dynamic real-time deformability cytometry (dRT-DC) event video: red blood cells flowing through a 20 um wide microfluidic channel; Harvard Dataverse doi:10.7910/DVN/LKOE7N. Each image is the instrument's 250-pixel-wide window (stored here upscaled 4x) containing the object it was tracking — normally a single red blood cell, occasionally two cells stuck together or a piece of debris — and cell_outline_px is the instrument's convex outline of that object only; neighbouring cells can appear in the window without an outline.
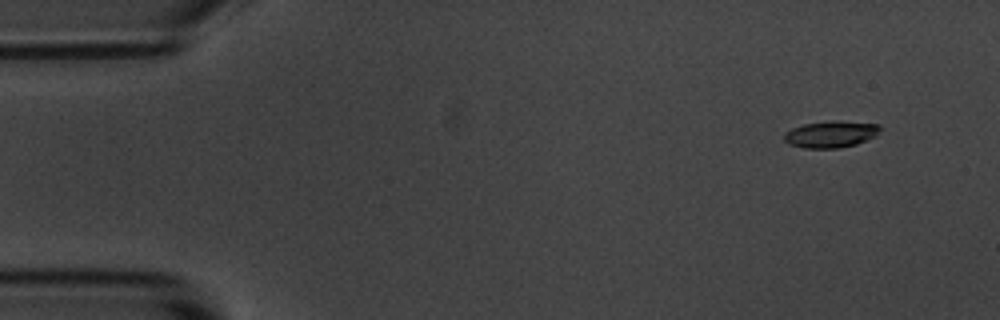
{"species": "common noctule bat (a hibernating species)", "species_latin": "Nyctalus noctula", "temperature_condition": "room temperature", "stored_images_in_passage": 15, "camera_frame_rate_fps": 3000, "um_per_image_px": 0.085, "animal": {"sex": "male", "body_mass_g": 20.1, "forearm_length_mm": 53.5}, "frame": {"image": 1, "passage_image": 2, "time_ms": 1.333, "image_size_px": [1000, 320], "cell_outline_px": [[880, 128], [876, 136], [856, 144], [840, 148], [804, 148], [788, 144], [784, 140], [784, 132], [792, 128], [804, 124], [832, 120], [840, 120], [880, 124]], "centroid_in_image_um": [70.61, 11.4], "position_along_channel_um": 14.4, "area_um2": 15.09}}
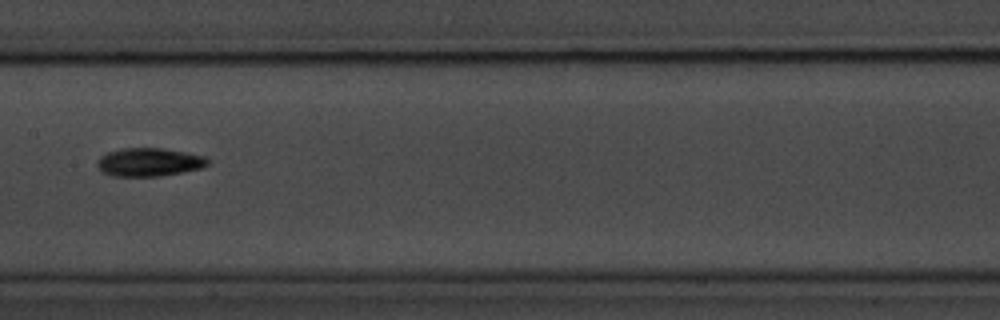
{"frame": {"image": 2, "passage_image": 8, "time_ms": 9.0, "image_size_px": [1000, 320], "cell_outline_px": [[208, 164], [204, 168], [160, 176], [112, 176], [104, 172], [96, 164], [100, 156], [108, 152], [120, 148], [164, 148], [204, 156], [208, 160]], "centroid_in_image_um": [12.68, 13.78], "position_along_channel_um": 194.7, "area_um2": 18.21}}
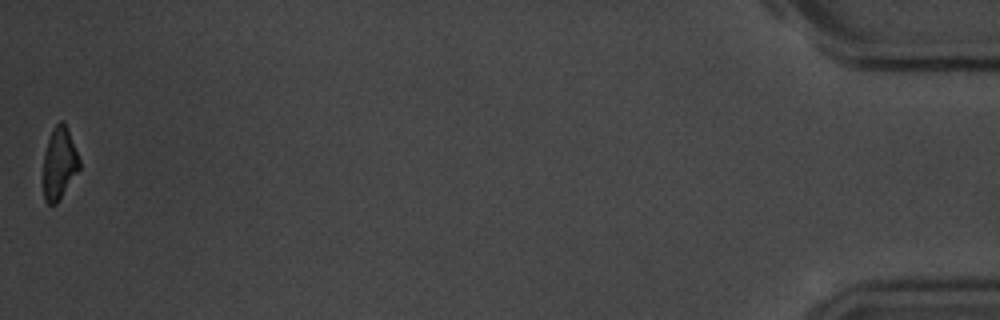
{"frame": {"image": 3, "passage_image": 15, "time_ms": 18.0, "image_size_px": [1000, 320], "cell_outline_px": [[80, 168], [56, 204], [48, 204], [44, 200], [44, 152], [52, 128], [60, 120], [64, 120], [68, 128], [80, 160]], "centroid_in_image_um": [5.05, 13.84], "position_along_channel_um": 430.2, "area_um2": 15.09}, "authors_computed_cell_mechanics": {"area_um2": 16.4152, "velocity_mm_per_s": 3.6842, "shape_relaxation_time_tau1_ms": 2.2181, "shape_relaxation_time_tau2_ms": null, "deformation_change_tau1": 0.0924, "deformation_change_tau2": null}}